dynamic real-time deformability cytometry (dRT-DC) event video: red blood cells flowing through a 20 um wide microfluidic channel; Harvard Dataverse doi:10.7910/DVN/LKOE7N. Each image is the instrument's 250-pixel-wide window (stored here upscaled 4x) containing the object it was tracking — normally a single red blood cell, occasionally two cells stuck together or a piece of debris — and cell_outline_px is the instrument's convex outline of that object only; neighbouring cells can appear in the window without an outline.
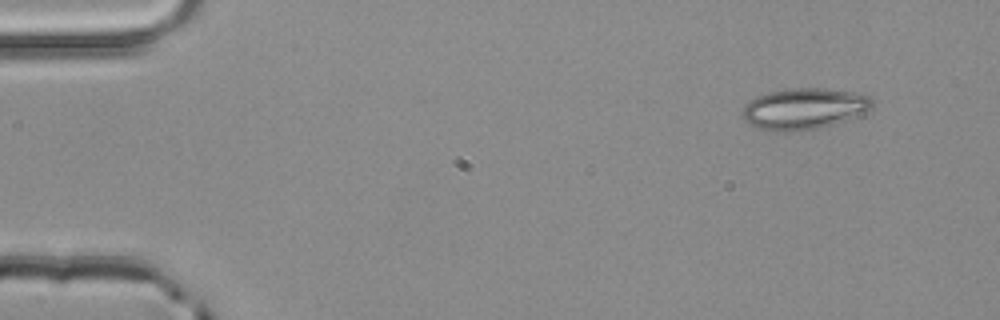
{"species": "common noctule bat (a hibernating species)", "species_latin": "Nyctalus noctula", "temperature_condition": "room temperature", "stored_images_in_passage": 4, "camera_frame_rate_fps": 3000, "um_per_image_px": 0.085, "animal": {"sex": "male", "body_mass_g": 20.4}, "frame": {"image": 1, "passage_image": 1, "time_ms": 0.0, "image_size_px": [1000, 320], "cell_outline_px": [[872, 108], [864, 112], [832, 124], [820, 128], [792, 132], [776, 132], [760, 128], [744, 120], [740, 116], [740, 112], [756, 96], [768, 92], [788, 88], [824, 88], [852, 92], [868, 96], [872, 100]], "centroid_in_image_um": [68.3, 9.24], "position_along_channel_um": 16.7, "area_um2": 30.92}}